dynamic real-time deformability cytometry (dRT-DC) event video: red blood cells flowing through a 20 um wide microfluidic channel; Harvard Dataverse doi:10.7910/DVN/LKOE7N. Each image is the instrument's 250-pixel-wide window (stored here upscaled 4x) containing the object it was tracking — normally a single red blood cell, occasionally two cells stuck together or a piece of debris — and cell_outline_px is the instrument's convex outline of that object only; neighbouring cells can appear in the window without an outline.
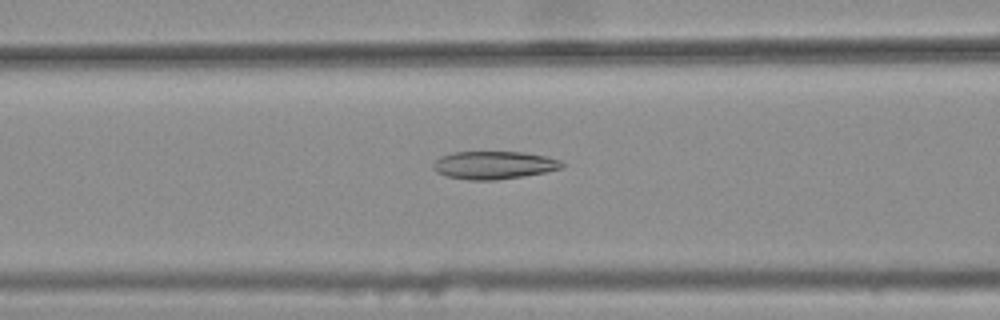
{"species": "common noctule bat (a hibernating species)", "species_latin": "Nyctalus noctula", "temperature_condition": "warm", "stored_images_in_passage": 46, "camera_frame_rate_fps": 3000, "um_per_image_px": 0.085, "animal": {"sex": "female", "body_mass_g": 25.1}, "frame": {"image": 1, "passage_image": 21, "time_ms": 6.667, "image_size_px": [1000, 320], "cell_outline_px": [[564, 168], [524, 176], [496, 180], [468, 180], [444, 176], [436, 172], [432, 168], [432, 164], [440, 156], [452, 152], [524, 152], [548, 156], [560, 160], [564, 164]], "centroid_in_image_um": [41.97, 14.03], "position_along_channel_um": 124.6, "area_um2": 21.21}}
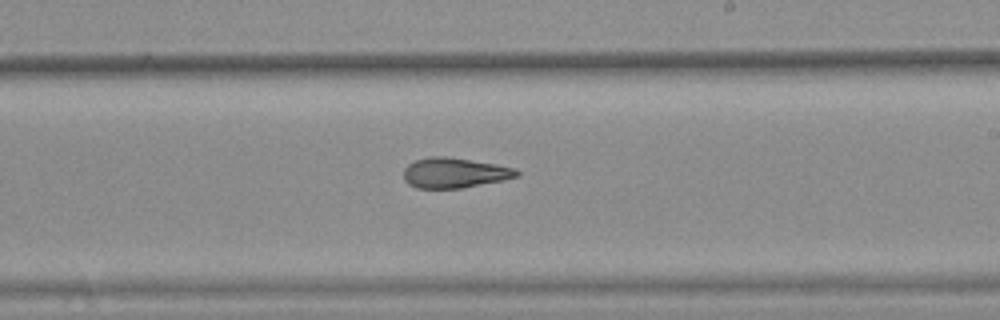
{"frame": {"image": 2, "passage_image": 31, "time_ms": 10.0, "image_size_px": [1000, 320], "cell_outline_px": [[520, 176], [504, 180], [460, 188], [416, 188], [408, 184], [404, 180], [404, 168], [408, 164], [416, 160], [428, 156], [444, 156], [496, 164], [516, 168], [520, 172]], "centroid_in_image_um": [38.64, 14.69], "position_along_channel_um": 250.4, "area_um2": 19.94}}
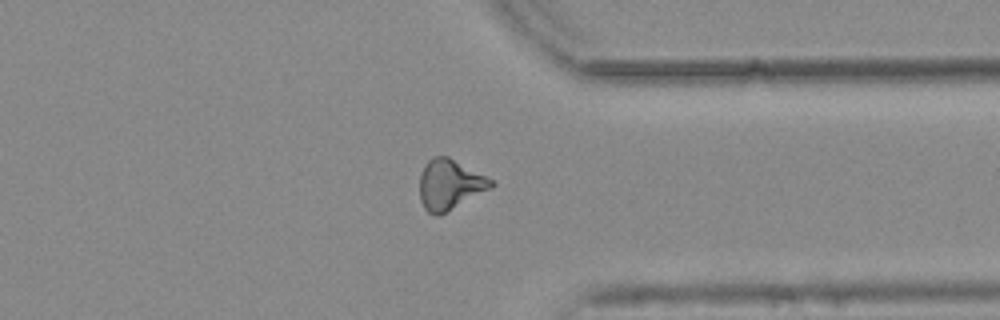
{"frame": {"image": 3, "passage_image": 41, "time_ms": 13.333, "image_size_px": [1000, 320], "cell_outline_px": [[496, 184], [492, 188], [440, 216], [436, 216], [428, 212], [424, 208], [420, 200], [420, 176], [424, 164], [432, 156], [448, 156], [492, 180]], "centroid_in_image_um": [38.21, 15.71], "position_along_channel_um": 373.2, "area_um2": 20.98}, "authors_computed_cell_mechanics": {"area_um2": 20.9236, "velocity_mm_per_s": 3.784, "shape_relaxation_time_tau1_ms": null, "shape_relaxation_time_tau2_ms": 4.2538, "deformation_change_tau1": null, "deformation_change_tau2": 0.122}}